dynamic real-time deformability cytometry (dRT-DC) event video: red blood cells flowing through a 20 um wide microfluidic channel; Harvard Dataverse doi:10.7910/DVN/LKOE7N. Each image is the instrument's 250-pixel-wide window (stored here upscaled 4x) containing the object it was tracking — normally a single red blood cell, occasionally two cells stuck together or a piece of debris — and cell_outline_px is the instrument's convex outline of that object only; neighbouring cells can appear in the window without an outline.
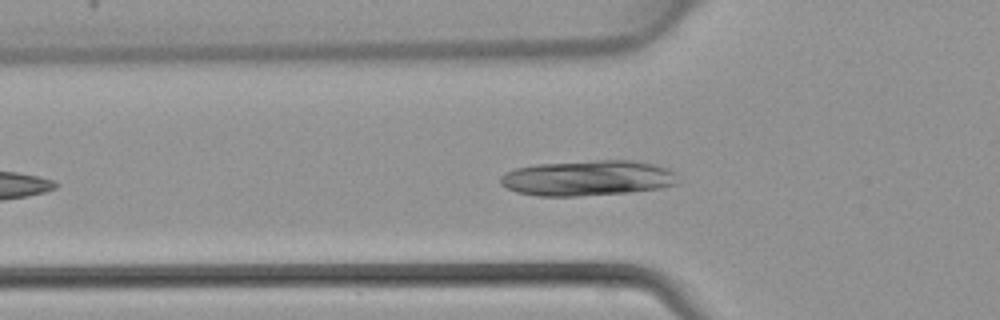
{"species": "common noctule bat (a hibernating species)", "species_latin": "Nyctalus noctula", "temperature_condition": "warm", "stored_images_in_passage": 28, "camera_frame_rate_fps": 3000, "um_per_image_px": 0.085, "animal": {"sex": "female", "body_mass_g": 22.7, "forearm_length_mm": 54.2}, "frame": {"image": 1, "passage_image": 9, "time_ms": 2.667, "image_size_px": [1000, 320], "cell_outline_px": [[636, 188], [600, 192], [528, 192], [536, 168], [568, 164], [592, 164]], "centroid_in_image_um": [48.9, 15.27], "position_along_channel_um": 76.9, "area_um2": 16.13}}
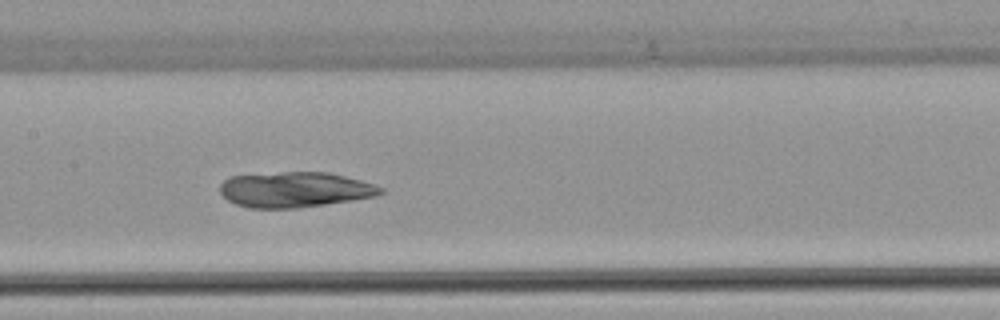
{"frame": {"image": 2, "passage_image": 16, "time_ms": 5.0, "image_size_px": [1000, 320], "cell_outline_px": [[372, 192], [360, 196], [336, 200], [304, 204], [248, 204], [236, 200], [232, 196], [260, 180], [276, 176], [332, 176], [348, 180]], "centroid_in_image_um": [25.45, 16.19], "position_along_channel_um": 182.0, "area_um2": 20.98}}
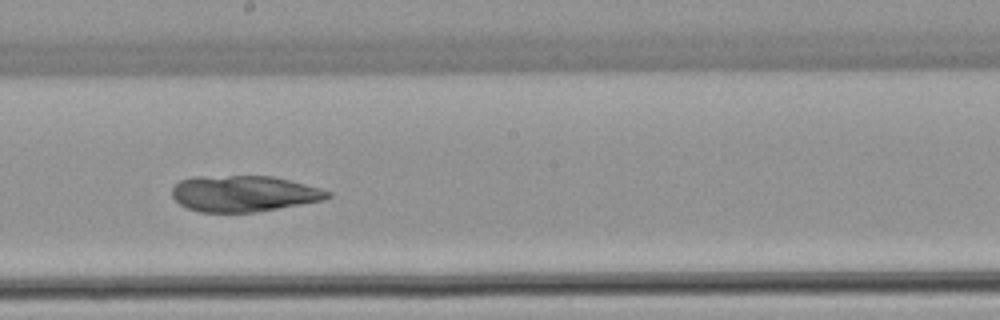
{"frame": {"image": 3, "passage_image": 19, "time_ms": 6.0, "image_size_px": [1000, 320], "cell_outline_px": [[324, 196], [308, 200], [264, 208], [196, 208], [188, 204], [196, 180], [224, 180]], "centroid_in_image_um": [20.54, 16.62], "position_along_channel_um": 227.7, "area_um2": 18.5}}